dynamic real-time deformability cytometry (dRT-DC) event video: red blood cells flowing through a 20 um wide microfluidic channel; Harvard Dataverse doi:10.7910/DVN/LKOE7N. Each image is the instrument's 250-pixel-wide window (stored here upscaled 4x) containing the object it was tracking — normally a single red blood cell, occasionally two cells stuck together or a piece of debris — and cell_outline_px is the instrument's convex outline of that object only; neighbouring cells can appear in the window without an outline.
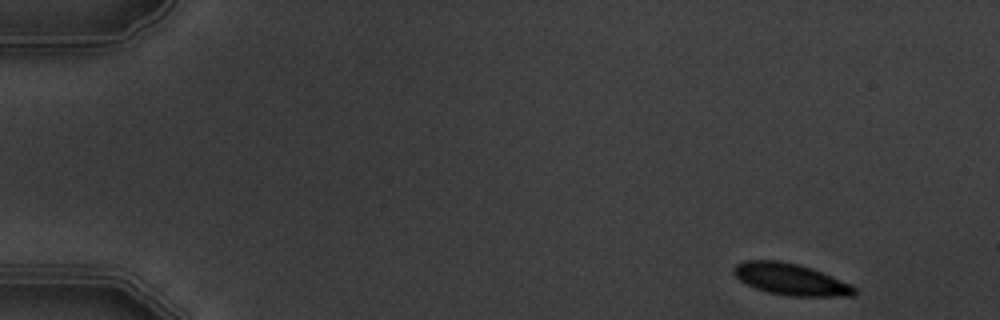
{"species": "common noctule bat (a hibernating species)", "species_latin": "Nyctalus noctula", "temperature_condition": "warm", "stored_images_in_passage": 6, "camera_frame_rate_fps": 3000, "um_per_image_px": 0.085, "animal": {"sex": "male", "body_mass_g": 19.5, "forearm_length_mm": 54.6}, "frame": {"image": 1, "passage_image": 1, "time_ms": 0.0, "image_size_px": [1000, 320], "cell_outline_px": [[856, 292], [852, 296], [788, 296], [768, 292], [756, 288], [740, 280], [732, 272], [732, 268], [736, 264], [744, 260], [776, 260], [796, 264], [812, 268], [852, 284], [856, 288]], "centroid_in_image_um": [67.21, 23.74], "position_along_channel_um": 17.8, "area_um2": 22.2}}
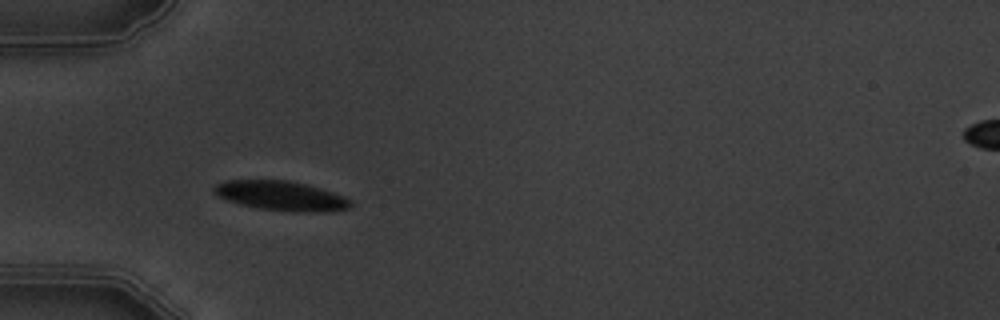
{"frame": {"image": 2, "passage_image": 5, "time_ms": 4.333, "image_size_px": [1000, 320], "cell_outline_px": [[352, 204], [348, 208], [324, 212], [296, 212], [260, 208], [240, 204], [228, 200], [220, 196], [212, 188], [216, 184], [228, 180], [288, 180], [308, 184], [344, 196], [352, 200]], "centroid_in_image_um": [23.94, 16.64], "position_along_channel_um": 61.1, "area_um2": 23.35}}